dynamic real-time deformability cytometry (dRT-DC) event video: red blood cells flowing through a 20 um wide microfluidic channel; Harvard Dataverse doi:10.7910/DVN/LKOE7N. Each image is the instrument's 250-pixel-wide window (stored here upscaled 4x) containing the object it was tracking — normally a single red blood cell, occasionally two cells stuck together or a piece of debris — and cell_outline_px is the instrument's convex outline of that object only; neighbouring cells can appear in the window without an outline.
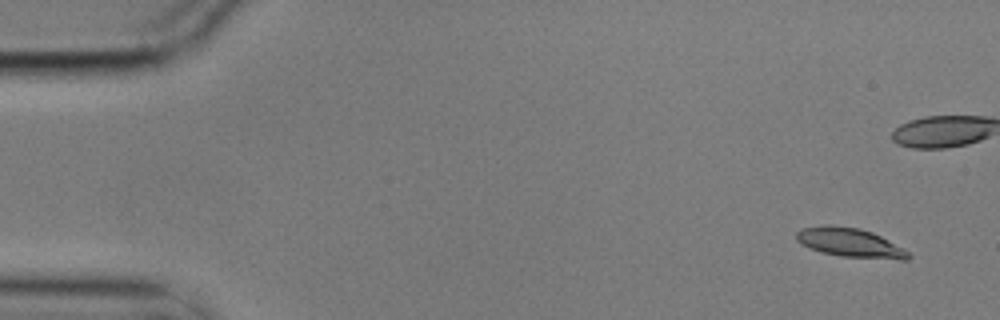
{"species": "common noctule bat (a hibernating species)", "species_latin": "Nyctalus noctula", "temperature_condition": "cold", "stored_images_in_passage": 4, "camera_frame_rate_fps": 3000, "um_per_image_px": 0.085, "animal": {"sex": "male", "body_mass_g": 17.9}, "frame": {"image": 1, "passage_image": 1, "time_ms": 0.0, "image_size_px": [1000, 320], "cell_outline_px": [[912, 256], [908, 260], [900, 260], [840, 256], [820, 252], [800, 244], [796, 240], [796, 232], [800, 228], [824, 224], [832, 224], [860, 228], [872, 232], [904, 248]], "centroid_in_image_um": [72.23, 20.62], "position_along_channel_um": 12.8, "area_um2": 19.36}}